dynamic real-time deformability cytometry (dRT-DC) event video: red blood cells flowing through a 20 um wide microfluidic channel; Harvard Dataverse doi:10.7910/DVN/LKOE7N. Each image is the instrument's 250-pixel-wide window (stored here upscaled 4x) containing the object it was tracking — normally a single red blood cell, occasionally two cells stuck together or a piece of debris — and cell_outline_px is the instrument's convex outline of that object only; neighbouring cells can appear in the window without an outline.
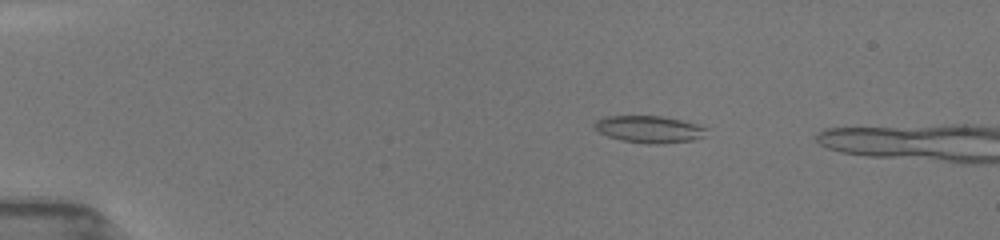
{"species": "common noctule bat (a hibernating species)", "species_latin": "Nyctalus noctula", "temperature_condition": "room temperature", "stored_images_in_passage": 33, "camera_frame_rate_fps": 3000, "um_per_image_px": 0.085, "animal": {"sex": "female", "body_mass_g": 19.5, "forearm_length_mm": 54.1}, "frame": {"image": 1, "passage_image": 19, "time_ms": 3.333, "image_size_px": [1000, 240], "cell_outline_px": [[704, 136], [692, 140], [648, 144], [624, 140], [608, 136], [600, 132], [596, 128], [596, 120], [608, 116], [660, 116], [680, 120], [704, 128]], "centroid_in_image_um": [55.13, 10.98], "position_along_channel_um": 29.9, "area_um2": 16.82}}